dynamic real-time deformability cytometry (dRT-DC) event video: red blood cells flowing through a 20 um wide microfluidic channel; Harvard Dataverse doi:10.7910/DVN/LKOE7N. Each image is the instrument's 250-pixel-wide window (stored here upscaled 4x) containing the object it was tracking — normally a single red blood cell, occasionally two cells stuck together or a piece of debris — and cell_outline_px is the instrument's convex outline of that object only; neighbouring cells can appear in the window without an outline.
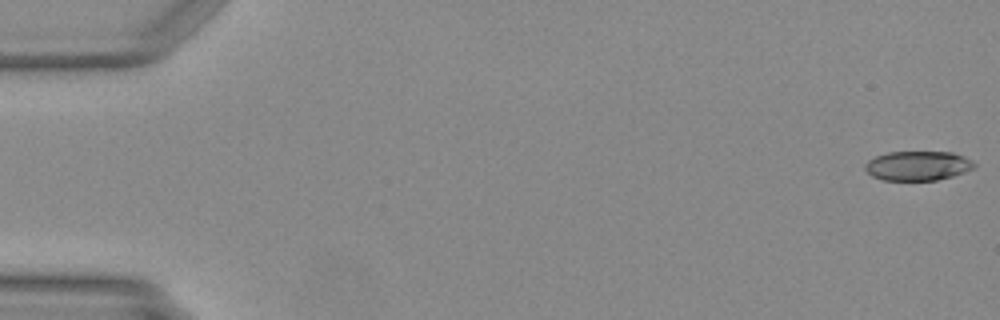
{"species": "Egyptian fruit bat (a non-hibernating species)", "species_latin": "Rousettus aegyptiacus", "temperature_condition": "warm", "stored_images_in_passage": 49, "camera_frame_rate_fps": 3000, "um_per_image_px": 0.085, "animal": {"sex": "female"}, "frame": {"image": 1, "passage_image": 1, "time_ms": 0.0, "image_size_px": [1000, 320], "cell_outline_px": [[976, 164], [972, 168], [964, 172], [952, 176], [936, 180], [884, 180], [872, 176], [864, 168], [864, 164], [868, 160], [876, 156], [888, 152], [952, 152], [964, 156], [972, 160]], "centroid_in_image_um": [78.0, 14.08], "position_along_channel_um": 7.0, "area_um2": 18.67}}
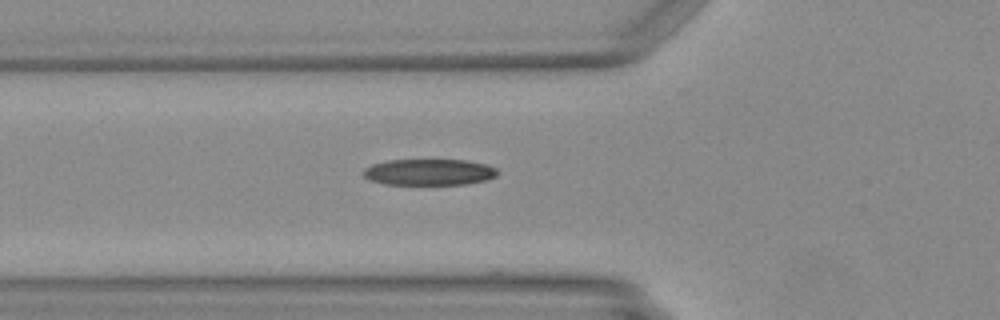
{"frame": {"image": 2, "passage_image": 18, "time_ms": 5.667, "image_size_px": [1000, 320], "cell_outline_px": [[500, 172], [496, 176], [484, 180], [464, 184], [384, 184], [372, 180], [364, 176], [360, 172], [364, 168], [372, 164], [388, 160], [464, 160], [484, 164], [496, 168]], "centroid_in_image_um": [36.44, 14.62], "position_along_channel_um": 89.4, "area_um2": 20.4}}
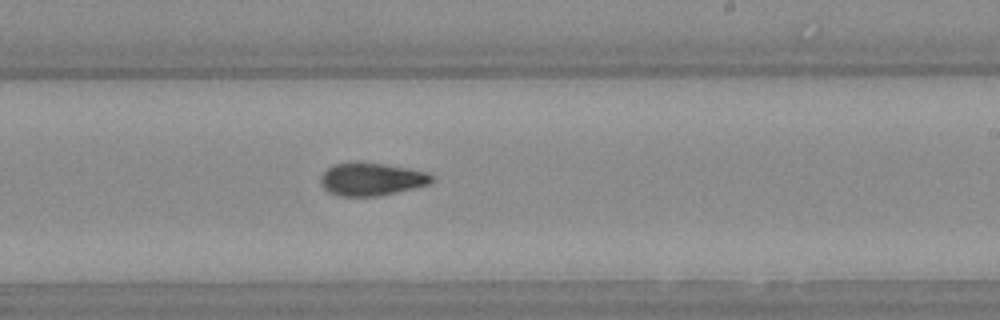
{"frame": {"image": 3, "passage_image": 30, "time_ms": 9.667, "image_size_px": [1000, 320], "cell_outline_px": [[432, 180], [428, 184], [412, 188], [376, 196], [336, 196], [328, 192], [320, 184], [320, 176], [332, 164], [384, 164], [408, 168], [428, 172], [432, 176]], "centroid_in_image_um": [31.54, 15.25], "position_along_channel_um": 257.5, "area_um2": 20.69}}